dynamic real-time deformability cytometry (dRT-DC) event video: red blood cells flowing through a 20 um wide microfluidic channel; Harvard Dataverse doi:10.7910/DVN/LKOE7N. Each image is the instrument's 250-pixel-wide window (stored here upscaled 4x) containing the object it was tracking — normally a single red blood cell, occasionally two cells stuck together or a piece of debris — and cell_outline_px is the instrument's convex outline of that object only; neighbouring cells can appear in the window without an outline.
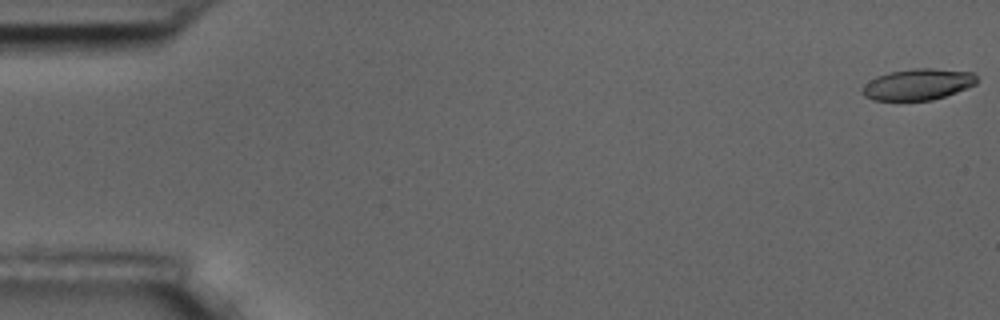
{"species": "common noctule bat (a hibernating species)", "species_latin": "Nyctalus noctula", "temperature_condition": "room temperature", "stored_images_in_passage": 18, "camera_frame_rate_fps": 3000, "um_per_image_px": 0.085, "animal": {"sex": "male", "body_mass_g": 17.5, "forearm_length_mm": 52.3}, "frame": {"image": 1, "passage_image": 1, "time_ms": 0.0, "image_size_px": [1000, 320], "cell_outline_px": [[976, 84], [956, 92], [932, 100], [872, 100], [864, 96], [860, 92], [864, 84], [876, 76], [888, 72], [916, 68], [932, 68], [972, 72], [976, 76]], "centroid_in_image_um": [77.98, 7.17], "position_along_channel_um": 7.0, "area_um2": 20.81}}
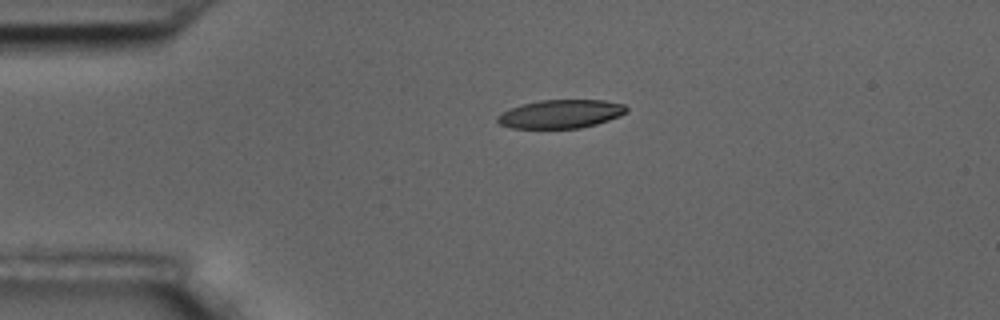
{"frame": {"image": 2, "passage_image": 13, "time_ms": 4.0, "image_size_px": [1000, 320], "cell_outline_px": [[628, 112], [620, 116], [596, 124], [580, 128], [512, 128], [500, 124], [496, 120], [496, 116], [500, 112], [508, 108], [540, 100], [604, 100], [624, 104], [628, 108]], "centroid_in_image_um": [47.65, 9.68], "position_along_channel_um": 37.3, "area_um2": 21.56}}